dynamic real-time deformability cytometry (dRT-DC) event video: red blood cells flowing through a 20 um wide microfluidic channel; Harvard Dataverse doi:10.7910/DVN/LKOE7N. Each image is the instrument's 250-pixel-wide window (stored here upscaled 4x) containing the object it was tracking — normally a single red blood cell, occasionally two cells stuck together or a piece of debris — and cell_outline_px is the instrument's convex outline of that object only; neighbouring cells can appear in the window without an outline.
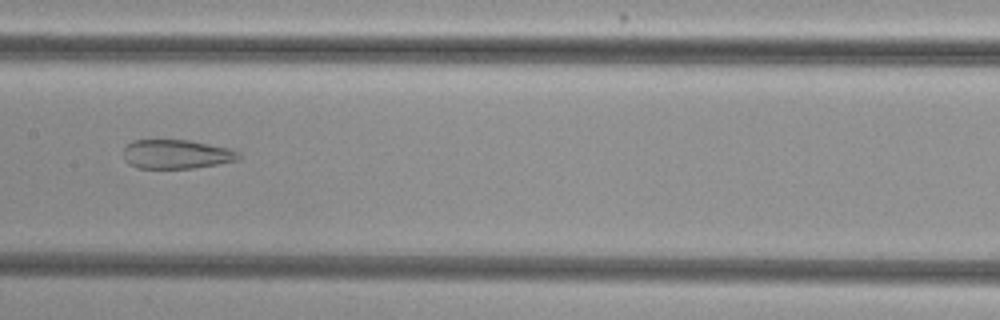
{"species": "common noctule bat (a hibernating species)", "species_latin": "Nyctalus noctula", "temperature_condition": "cold", "stored_images_in_passage": 54, "camera_frame_rate_fps": 3000, "um_per_image_px": 0.085, "animal": {"sex": "female", "body_mass_g": 29.2, "forearm_length_mm": 56.3}, "frame": {"image": 1, "passage_image": 28, "time_ms": 9.0, "image_size_px": [1000, 320], "cell_outline_px": [[240, 160], [192, 168], [136, 168], [128, 164], [124, 160], [124, 148], [132, 140], [188, 140], [228, 148], [240, 152]], "centroid_in_image_um": [14.98, 13.11], "position_along_channel_um": 192.4, "area_um2": 19.54}}
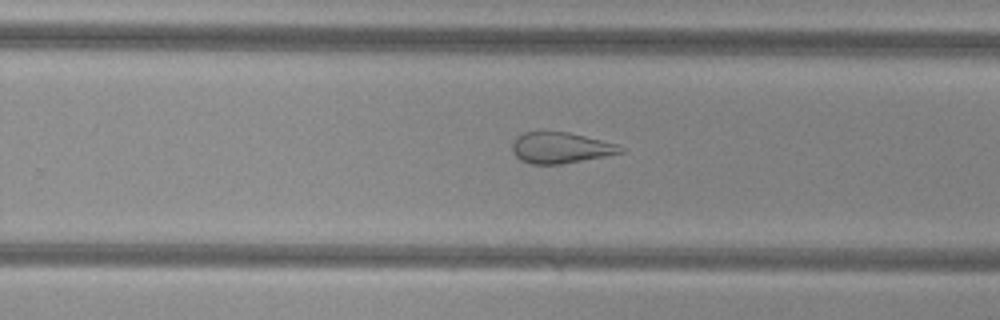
{"frame": {"image": 2, "passage_image": 35, "time_ms": 11.333, "image_size_px": [1000, 320], "cell_outline_px": [[624, 152], [604, 156], [560, 164], [532, 164], [520, 160], [512, 152], [512, 144], [516, 136], [524, 132], [568, 132], [616, 144], [624, 148]], "centroid_in_image_um": [47.61, 12.56], "position_along_channel_um": 282.2, "area_um2": 19.31}}
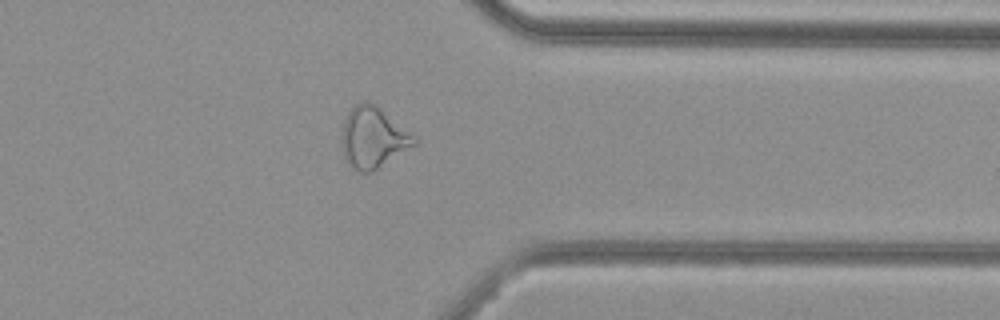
{"frame": {"image": 3, "passage_image": 43, "time_ms": 14.0, "image_size_px": [1000, 320], "cell_outline_px": [[416, 144], [372, 172], [360, 172], [352, 168], [344, 160], [340, 136], [344, 120], [348, 112], [360, 100], [368, 100], [380, 108], [412, 136], [416, 140]], "centroid_in_image_um": [31.62, 11.71], "position_along_channel_um": 379.8, "area_um2": 25.49}, "authors_computed_cell_mechanics": {"area_um2": 27.5995, "velocity_mm_per_s": 3.857, "shape_relaxation_time_tau1_ms": null, "shape_relaxation_time_tau2_ms": 2.1845, "deformation_change_tau1": null, "deformation_change_tau2": 0.1203}}